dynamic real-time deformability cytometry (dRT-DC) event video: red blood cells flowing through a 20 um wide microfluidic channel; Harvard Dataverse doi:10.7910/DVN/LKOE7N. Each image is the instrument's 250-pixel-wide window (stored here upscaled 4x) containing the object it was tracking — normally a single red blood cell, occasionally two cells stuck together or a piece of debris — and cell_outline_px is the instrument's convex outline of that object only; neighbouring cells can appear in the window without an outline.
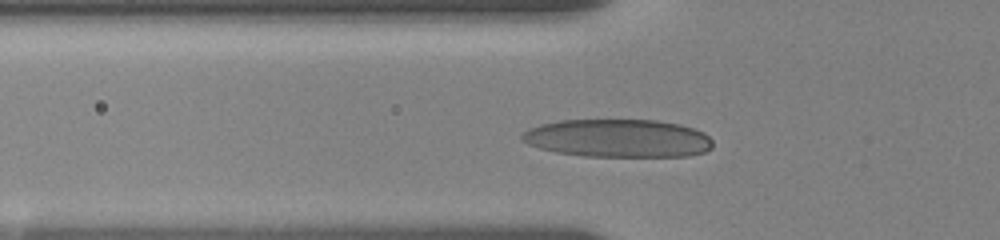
{"species": "human", "species_latin": "Homo sapiens", "temperature_condition": "room temperature", "stored_images_in_passage": 35, "camera_frame_rate_fps": 3000, "um_per_image_px": 0.085, "donor": {"sex": "female"}, "frame": {"image": 1, "passage_image": 16, "time_ms": 4.667, "image_size_px": [1000, 240], "cell_outline_px": [[712, 148], [704, 152], [688, 156], [584, 156], [556, 152], [540, 148], [528, 144], [520, 140], [520, 136], [528, 128], [540, 124], [560, 120], [656, 120], [680, 124], [704, 132], [712, 140]], "centroid_in_image_um": [52.51, 11.75], "position_along_channel_um": 73.3, "area_um2": 42.43}}
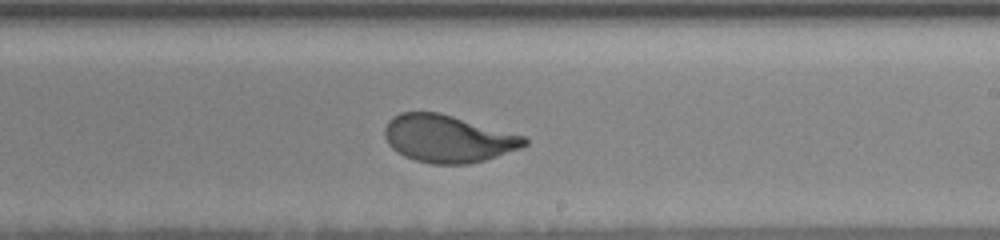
{"frame": {"image": 2, "passage_image": 26, "time_ms": 9.667, "image_size_px": [1000, 240], "cell_outline_px": [[528, 144], [520, 148], [484, 160], [468, 164], [432, 164], [416, 160], [404, 156], [392, 148], [388, 144], [384, 136], [384, 128], [388, 120], [392, 116], [400, 112], [440, 112], [524, 136], [528, 140]], "centroid_in_image_um": [38.03, 11.78], "position_along_channel_um": 251.0, "area_um2": 38.55}}
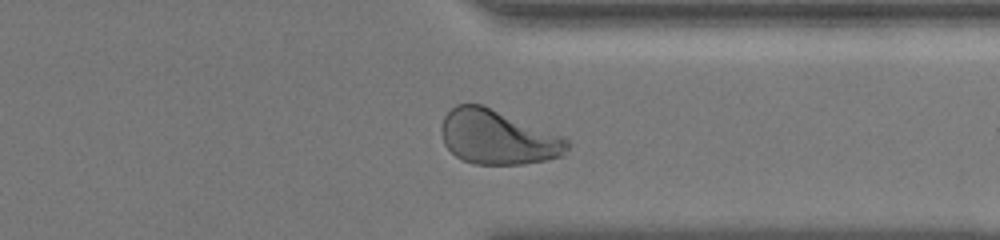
{"frame": {"image": 3, "passage_image": 33, "time_ms": 13.0, "image_size_px": [1000, 240], "cell_outline_px": [[572, 144], [564, 156], [524, 164], [476, 164], [464, 160], [456, 156], [444, 144], [440, 132], [440, 128], [444, 116], [456, 104], [484, 104], [564, 136]], "centroid_in_image_um": [42.34, 11.65], "position_along_channel_um": 369.1, "area_um2": 40.4}, "authors_computed_cell_mechanics": {"area_um2": 38.437, "velocity_mm_per_s": 3.5316, "shape_relaxation_time_tau1_ms": 3.9898, "shape_relaxation_time_tau2_ms": null, "deformation_change_tau1": 0.1671, "deformation_change_tau2": null}}